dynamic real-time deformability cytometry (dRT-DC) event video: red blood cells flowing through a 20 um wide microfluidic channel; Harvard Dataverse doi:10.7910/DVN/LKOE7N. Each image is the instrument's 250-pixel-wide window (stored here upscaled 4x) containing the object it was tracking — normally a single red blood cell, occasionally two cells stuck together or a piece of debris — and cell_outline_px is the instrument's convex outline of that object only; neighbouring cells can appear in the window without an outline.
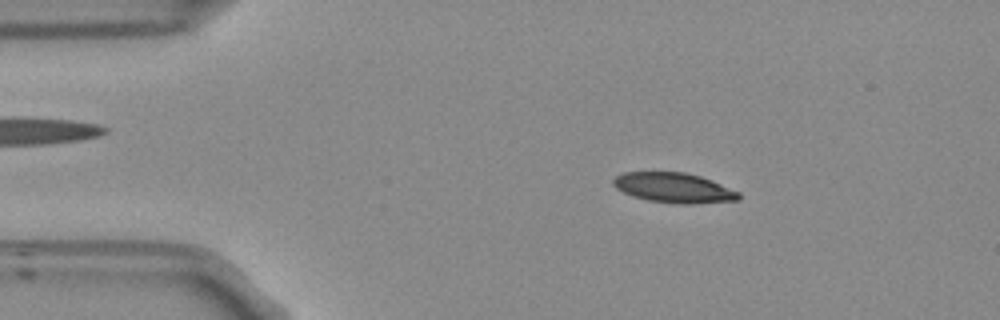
{"species": "Egyptian fruit bat (a non-hibernating species)", "species_latin": "Rousettus aegyptiacus", "temperature_condition": "room temperature", "stored_images_in_passage": 49, "camera_frame_rate_fps": 3000, "um_per_image_px": 0.085, "frame": {"image": 1, "passage_image": 4, "time_ms": 1.0, "image_size_px": [1000, 320], "cell_outline_px": [[740, 200], [692, 204], [676, 204], [648, 200], [632, 196], [616, 188], [612, 184], [612, 180], [616, 176], [624, 172], [684, 172], [700, 176], [712, 180], [740, 192]], "centroid_in_image_um": [57.29, 15.96], "position_along_channel_um": 27.7, "area_um2": 22.02}}
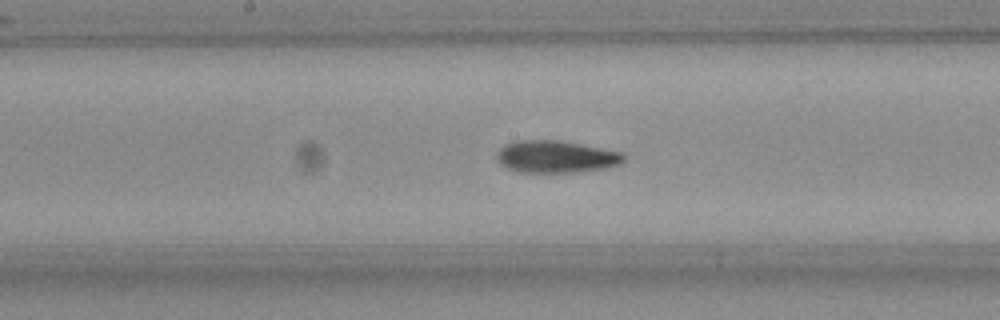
{"frame": {"image": 2, "passage_image": 22, "time_ms": 7.0, "image_size_px": [1000, 320], "cell_outline_px": [[628, 156], [620, 164], [604, 168], [576, 172], [520, 172], [508, 168], [500, 164], [496, 156], [500, 148], [504, 144], [516, 140], [556, 140], [580, 144], [624, 152]], "centroid_in_image_um": [47.28, 13.31], "position_along_channel_um": 200.9, "area_um2": 23.87}}
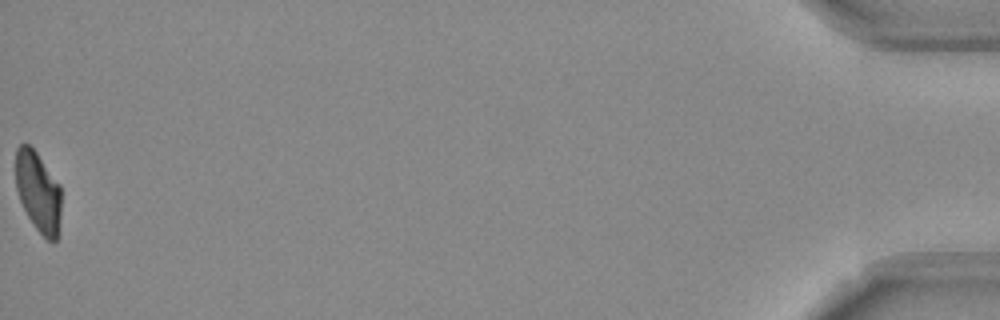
{"frame": {"image": 3, "passage_image": 49, "time_ms": 16.0, "image_size_px": [1000, 320], "cell_outline_px": [[60, 216], [56, 240], [48, 240], [36, 228], [28, 216], [20, 200], [16, 188], [16, 148], [20, 144], [28, 144], [36, 152], [60, 184]], "centroid_in_image_um": [3.24, 16.27], "position_along_channel_um": 432.0, "area_um2": 20.98}, "authors_computed_cell_mechanics": {"area_um2": 23.0622, "velocity_mm_per_s": 3.7546, "shape_relaxation_time_tau1_ms": 6.2435, "shape_relaxation_time_tau2_ms": 3.8923, "deformation_change_tau1": 0.1911, "deformation_change_tau2": 0.0827}}